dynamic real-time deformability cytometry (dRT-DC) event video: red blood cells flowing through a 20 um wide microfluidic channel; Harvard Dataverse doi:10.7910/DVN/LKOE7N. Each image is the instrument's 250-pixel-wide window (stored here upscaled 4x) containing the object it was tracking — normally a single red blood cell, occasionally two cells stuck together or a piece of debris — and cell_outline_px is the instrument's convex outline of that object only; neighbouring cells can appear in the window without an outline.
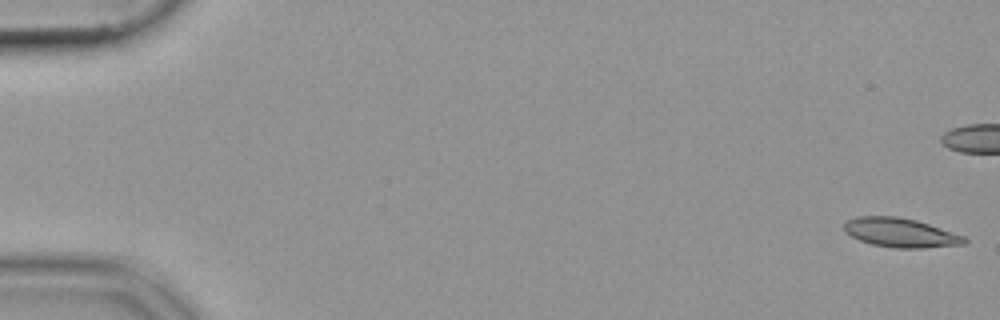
{"species": "common noctule bat (a hibernating species)", "species_latin": "Nyctalus noctula", "temperature_condition": "cold", "stored_images_in_passage": 55, "camera_frame_rate_fps": 3000, "um_per_image_px": 0.085, "animal": {"sex": "female", "body_mass_g": 19.9}, "frame": {"image": 1, "passage_image": 1, "time_ms": 0.0, "image_size_px": [1000, 320], "cell_outline_px": [[968, 240], [964, 244], [924, 248], [896, 248], [872, 244], [860, 240], [844, 232], [844, 224], [848, 220], [856, 216], [896, 216], [916, 220], [964, 236]], "centroid_in_image_um": [76.52, 19.78], "position_along_channel_um": 8.5, "area_um2": 20.29}}